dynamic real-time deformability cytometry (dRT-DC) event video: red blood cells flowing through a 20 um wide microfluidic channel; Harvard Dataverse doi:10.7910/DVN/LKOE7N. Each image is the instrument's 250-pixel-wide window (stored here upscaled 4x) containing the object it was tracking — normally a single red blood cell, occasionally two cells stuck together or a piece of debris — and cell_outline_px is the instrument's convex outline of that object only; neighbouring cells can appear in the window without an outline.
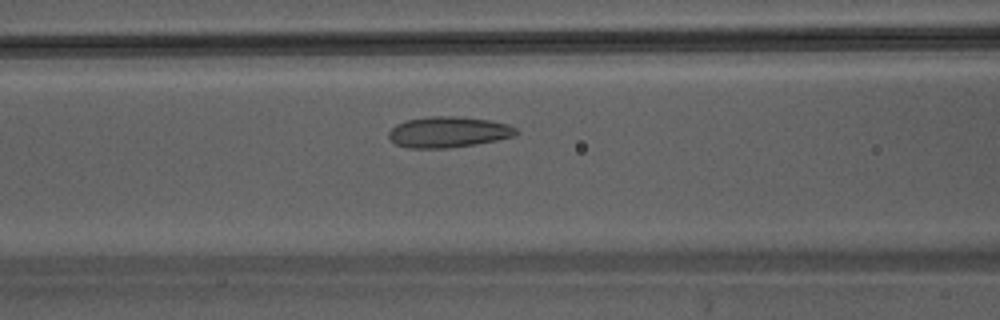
{"species": "Egyptian fruit bat (a non-hibernating species)", "species_latin": "Rousettus aegyptiacus", "temperature_condition": "warm", "stored_images_in_passage": 39, "camera_frame_rate_fps": 3000, "um_per_image_px": 0.085, "animal": {"sex": "male"}, "frame": {"image": 1, "passage_image": 13, "time_ms": 4.0, "image_size_px": [1000, 320], "cell_outline_px": [[520, 132], [516, 136], [476, 144], [448, 148], [408, 148], [396, 144], [388, 136], [388, 132], [396, 124], [408, 120], [428, 116], [456, 116], [492, 120], [508, 124], [516, 128]], "centroid_in_image_um": [38.14, 11.22], "position_along_channel_um": 128.5, "area_um2": 23.06}}
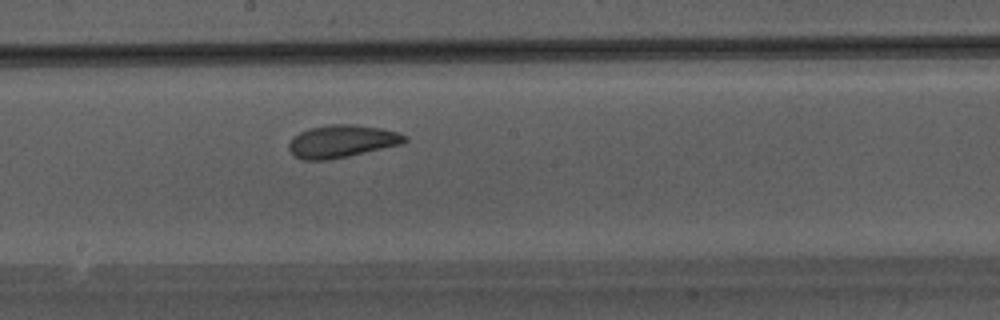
{"frame": {"image": 2, "passage_image": 19, "time_ms": 6.0, "image_size_px": [1000, 320], "cell_outline_px": [[408, 140], [400, 144], [348, 156], [328, 160], [304, 160], [296, 156], [288, 148], [288, 144], [300, 132], [308, 128], [328, 124], [356, 124], [380, 128], [396, 132], [408, 136]], "centroid_in_image_um": [29.06, 12.0], "position_along_channel_um": 219.1, "area_um2": 21.79}}
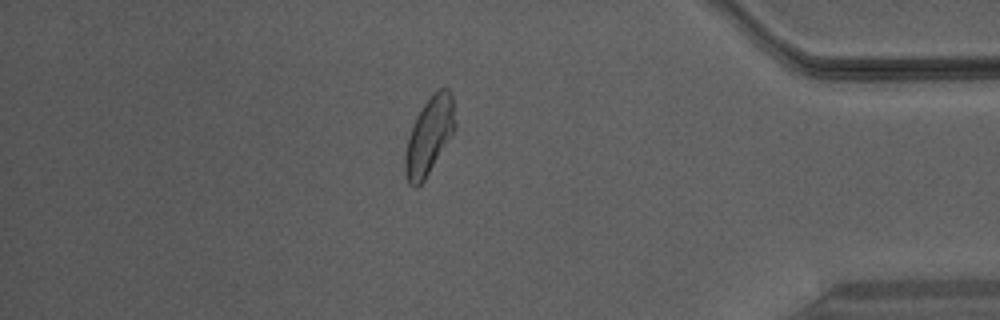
{"frame": {"image": 3, "passage_image": 33, "time_ms": 10.667, "image_size_px": [1000, 320], "cell_outline_px": [[456, 128], [424, 180], [416, 188], [408, 184], [404, 172], [404, 156], [408, 136], [412, 124], [416, 116], [428, 96], [432, 92], [440, 88], [448, 88], [452, 96], [456, 124]], "centroid_in_image_um": [36.46, 11.52], "position_along_channel_um": 398.7, "area_um2": 22.66}}